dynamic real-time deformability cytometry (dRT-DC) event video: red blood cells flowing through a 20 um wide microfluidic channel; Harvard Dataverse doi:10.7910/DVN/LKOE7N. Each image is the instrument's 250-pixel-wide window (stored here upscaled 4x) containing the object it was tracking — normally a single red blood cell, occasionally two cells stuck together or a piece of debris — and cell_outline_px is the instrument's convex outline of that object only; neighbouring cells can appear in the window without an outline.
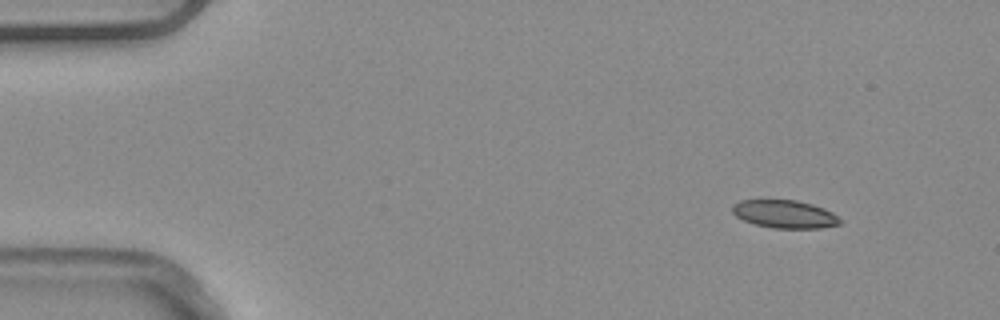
{"species": "common noctule bat (a hibernating species)", "species_latin": "Nyctalus noctula", "temperature_condition": "warm", "stored_images_in_passage": 4, "segment_of_instrument_passage": [1, 2], "camera_frame_rate_fps": 3000, "um_per_image_px": 0.085, "animal": {"sex": "male", "body_mass_g": 20.4}, "frame": {"image": 1, "passage_image": 1, "time_ms": 0.0, "image_size_px": [1000, 320], "cell_outline_px": [[840, 224], [820, 228], [772, 228], [756, 224], [744, 220], [736, 216], [732, 212], [732, 204], [740, 200], [796, 200], [812, 204], [824, 208], [832, 212], [840, 220]], "centroid_in_image_um": [66.67, 18.19], "position_along_channel_um": 18.3, "area_um2": 17.46}}